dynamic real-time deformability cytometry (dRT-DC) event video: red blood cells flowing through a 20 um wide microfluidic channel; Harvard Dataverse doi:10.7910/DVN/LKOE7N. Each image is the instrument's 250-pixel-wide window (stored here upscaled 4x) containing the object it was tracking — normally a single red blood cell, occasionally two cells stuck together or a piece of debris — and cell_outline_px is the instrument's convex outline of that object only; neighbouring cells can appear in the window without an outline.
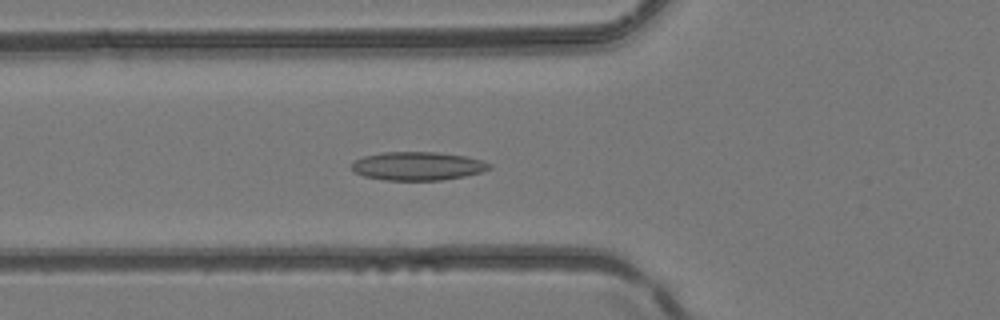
{"species": "common noctule bat (a hibernating species)", "species_latin": "Nyctalus noctula", "temperature_condition": "room temperature", "stored_images_in_passage": 47, "camera_frame_rate_fps": 3000, "um_per_image_px": 0.085, "animal": {"sex": "female", "body_mass_g": 24.6, "forearm_length_mm": 56.2}, "frame": {"image": 1, "passage_image": 17, "time_ms": 5.333, "image_size_px": [1000, 320], "cell_outline_px": [[492, 168], [480, 172], [464, 176], [440, 180], [384, 180], [364, 176], [352, 172], [352, 164], [356, 160], [364, 156], [380, 152], [436, 152], [468, 156], [484, 160], [492, 164]], "centroid_in_image_um": [35.52, 14.11], "position_along_channel_um": 90.3, "area_um2": 23.0}}
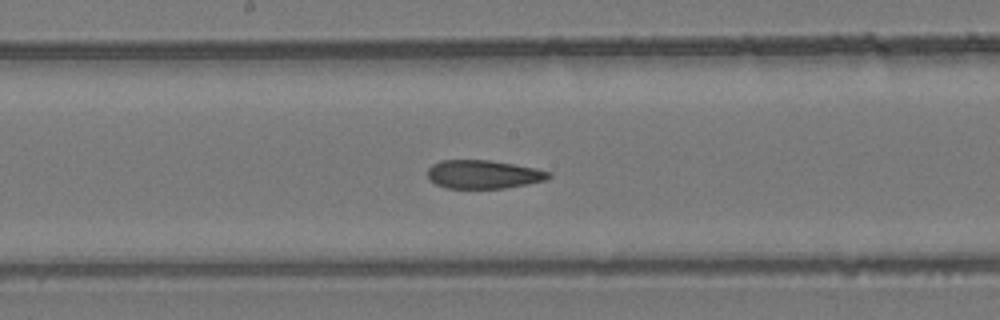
{"frame": {"image": 2, "passage_image": 25, "time_ms": 8.0, "image_size_px": [1000, 320], "cell_outline_px": [[552, 176], [544, 180], [528, 184], [504, 188], [448, 188], [436, 184], [428, 176], [428, 168], [432, 164], [440, 160], [488, 160], [536, 168], [548, 172]], "centroid_in_image_um": [41.07, 14.82], "position_along_channel_um": 207.1, "area_um2": 19.88}}
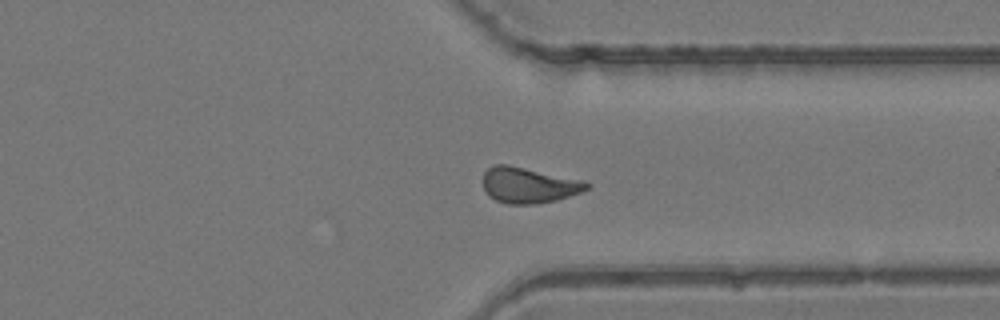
{"frame": {"image": 3, "passage_image": 36, "time_ms": 11.667, "image_size_px": [1000, 320], "cell_outline_px": [[588, 188], [580, 192], [556, 200], [532, 204], [508, 204], [496, 200], [488, 196], [484, 188], [484, 172], [492, 164], [508, 164], [580, 180], [588, 184]], "centroid_in_image_um": [44.87, 15.74], "position_along_channel_um": 366.5, "area_um2": 21.21}}